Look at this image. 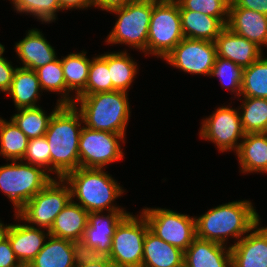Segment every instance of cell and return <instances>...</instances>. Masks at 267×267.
<instances>
[{"label":"cell","instance_id":"obj_1","mask_svg":"<svg viewBox=\"0 0 267 267\" xmlns=\"http://www.w3.org/2000/svg\"><path fill=\"white\" fill-rule=\"evenodd\" d=\"M261 220L249 200L232 201L210 208L195 217L196 237L227 246L232 237L236 244Z\"/></svg>","mask_w":267,"mask_h":267},{"label":"cell","instance_id":"obj_2","mask_svg":"<svg viewBox=\"0 0 267 267\" xmlns=\"http://www.w3.org/2000/svg\"><path fill=\"white\" fill-rule=\"evenodd\" d=\"M82 116L74 105H61L52 115L45 137L50 148V173L63 178L79 167Z\"/></svg>","mask_w":267,"mask_h":267},{"label":"cell","instance_id":"obj_3","mask_svg":"<svg viewBox=\"0 0 267 267\" xmlns=\"http://www.w3.org/2000/svg\"><path fill=\"white\" fill-rule=\"evenodd\" d=\"M63 179L71 189V200L87 212L125 211L114 204L125 191L104 169L78 167Z\"/></svg>","mask_w":267,"mask_h":267},{"label":"cell","instance_id":"obj_4","mask_svg":"<svg viewBox=\"0 0 267 267\" xmlns=\"http://www.w3.org/2000/svg\"><path fill=\"white\" fill-rule=\"evenodd\" d=\"M128 94L114 90L78 96L73 105L80 112L85 127L125 137L131 115Z\"/></svg>","mask_w":267,"mask_h":267},{"label":"cell","instance_id":"obj_5","mask_svg":"<svg viewBox=\"0 0 267 267\" xmlns=\"http://www.w3.org/2000/svg\"><path fill=\"white\" fill-rule=\"evenodd\" d=\"M54 178L42 169L22 160L0 166V190L18 212L32 197Z\"/></svg>","mask_w":267,"mask_h":267},{"label":"cell","instance_id":"obj_6","mask_svg":"<svg viewBox=\"0 0 267 267\" xmlns=\"http://www.w3.org/2000/svg\"><path fill=\"white\" fill-rule=\"evenodd\" d=\"M153 3L133 1L123 7L115 8L109 13L116 14L118 19L106 37V44H125L138 49L147 56V40Z\"/></svg>","mask_w":267,"mask_h":267},{"label":"cell","instance_id":"obj_7","mask_svg":"<svg viewBox=\"0 0 267 267\" xmlns=\"http://www.w3.org/2000/svg\"><path fill=\"white\" fill-rule=\"evenodd\" d=\"M71 200V189L63 178H54L14 216L33 227L50 230L56 216Z\"/></svg>","mask_w":267,"mask_h":267},{"label":"cell","instance_id":"obj_8","mask_svg":"<svg viewBox=\"0 0 267 267\" xmlns=\"http://www.w3.org/2000/svg\"><path fill=\"white\" fill-rule=\"evenodd\" d=\"M149 225L140 215L129 213L116 227L108 258L115 267H142L143 245Z\"/></svg>","mask_w":267,"mask_h":267},{"label":"cell","instance_id":"obj_9","mask_svg":"<svg viewBox=\"0 0 267 267\" xmlns=\"http://www.w3.org/2000/svg\"><path fill=\"white\" fill-rule=\"evenodd\" d=\"M183 38L179 3L154 4L149 23L147 55L164 59Z\"/></svg>","mask_w":267,"mask_h":267},{"label":"cell","instance_id":"obj_10","mask_svg":"<svg viewBox=\"0 0 267 267\" xmlns=\"http://www.w3.org/2000/svg\"><path fill=\"white\" fill-rule=\"evenodd\" d=\"M149 230L170 245L185 251L196 238L195 217L165 208H143Z\"/></svg>","mask_w":267,"mask_h":267},{"label":"cell","instance_id":"obj_11","mask_svg":"<svg viewBox=\"0 0 267 267\" xmlns=\"http://www.w3.org/2000/svg\"><path fill=\"white\" fill-rule=\"evenodd\" d=\"M123 135L92 130L83 126L79 139V167L105 169V166L123 159Z\"/></svg>","mask_w":267,"mask_h":267},{"label":"cell","instance_id":"obj_12","mask_svg":"<svg viewBox=\"0 0 267 267\" xmlns=\"http://www.w3.org/2000/svg\"><path fill=\"white\" fill-rule=\"evenodd\" d=\"M245 134L239 110L229 106L218 107L204 118L199 132L201 139L215 143L222 153L230 150L236 153Z\"/></svg>","mask_w":267,"mask_h":267},{"label":"cell","instance_id":"obj_13","mask_svg":"<svg viewBox=\"0 0 267 267\" xmlns=\"http://www.w3.org/2000/svg\"><path fill=\"white\" fill-rule=\"evenodd\" d=\"M216 57L215 42L184 37L164 60L186 73L210 76Z\"/></svg>","mask_w":267,"mask_h":267},{"label":"cell","instance_id":"obj_14","mask_svg":"<svg viewBox=\"0 0 267 267\" xmlns=\"http://www.w3.org/2000/svg\"><path fill=\"white\" fill-rule=\"evenodd\" d=\"M127 211L91 212L82 241L81 254L108 257L112 245V237L118 224L129 214Z\"/></svg>","mask_w":267,"mask_h":267},{"label":"cell","instance_id":"obj_15","mask_svg":"<svg viewBox=\"0 0 267 267\" xmlns=\"http://www.w3.org/2000/svg\"><path fill=\"white\" fill-rule=\"evenodd\" d=\"M260 223L231 245L232 267H267V226Z\"/></svg>","mask_w":267,"mask_h":267},{"label":"cell","instance_id":"obj_16","mask_svg":"<svg viewBox=\"0 0 267 267\" xmlns=\"http://www.w3.org/2000/svg\"><path fill=\"white\" fill-rule=\"evenodd\" d=\"M215 45L218 57L228 59L243 69L264 55L256 43L233 33L228 27L215 39Z\"/></svg>","mask_w":267,"mask_h":267},{"label":"cell","instance_id":"obj_17","mask_svg":"<svg viewBox=\"0 0 267 267\" xmlns=\"http://www.w3.org/2000/svg\"><path fill=\"white\" fill-rule=\"evenodd\" d=\"M49 235L48 230L30 226L24 221L22 224H11L7 238L17 260L23 267H27L44 247Z\"/></svg>","mask_w":267,"mask_h":267},{"label":"cell","instance_id":"obj_18","mask_svg":"<svg viewBox=\"0 0 267 267\" xmlns=\"http://www.w3.org/2000/svg\"><path fill=\"white\" fill-rule=\"evenodd\" d=\"M226 27L259 47H267V15L241 7H229Z\"/></svg>","mask_w":267,"mask_h":267},{"label":"cell","instance_id":"obj_19","mask_svg":"<svg viewBox=\"0 0 267 267\" xmlns=\"http://www.w3.org/2000/svg\"><path fill=\"white\" fill-rule=\"evenodd\" d=\"M230 247L196 237L184 251V266L232 267Z\"/></svg>","mask_w":267,"mask_h":267},{"label":"cell","instance_id":"obj_20","mask_svg":"<svg viewBox=\"0 0 267 267\" xmlns=\"http://www.w3.org/2000/svg\"><path fill=\"white\" fill-rule=\"evenodd\" d=\"M14 49L22 61L21 67L34 71L58 58L54 47L37 28L28 30L25 38L17 42Z\"/></svg>","mask_w":267,"mask_h":267},{"label":"cell","instance_id":"obj_21","mask_svg":"<svg viewBox=\"0 0 267 267\" xmlns=\"http://www.w3.org/2000/svg\"><path fill=\"white\" fill-rule=\"evenodd\" d=\"M80 255L79 244L49 235L27 267H74Z\"/></svg>","mask_w":267,"mask_h":267},{"label":"cell","instance_id":"obj_22","mask_svg":"<svg viewBox=\"0 0 267 267\" xmlns=\"http://www.w3.org/2000/svg\"><path fill=\"white\" fill-rule=\"evenodd\" d=\"M88 214L81 205L70 200L56 216L48 231L50 236L80 244L88 224Z\"/></svg>","mask_w":267,"mask_h":267},{"label":"cell","instance_id":"obj_23","mask_svg":"<svg viewBox=\"0 0 267 267\" xmlns=\"http://www.w3.org/2000/svg\"><path fill=\"white\" fill-rule=\"evenodd\" d=\"M235 155L241 173H267V133H246Z\"/></svg>","mask_w":267,"mask_h":267},{"label":"cell","instance_id":"obj_24","mask_svg":"<svg viewBox=\"0 0 267 267\" xmlns=\"http://www.w3.org/2000/svg\"><path fill=\"white\" fill-rule=\"evenodd\" d=\"M184 251L158 238L150 230L143 245L142 267H183Z\"/></svg>","mask_w":267,"mask_h":267},{"label":"cell","instance_id":"obj_25","mask_svg":"<svg viewBox=\"0 0 267 267\" xmlns=\"http://www.w3.org/2000/svg\"><path fill=\"white\" fill-rule=\"evenodd\" d=\"M86 51L70 53L61 58L63 74L66 83V105H73L75 99L85 90L88 79L91 59L87 58ZM75 92L73 96L71 92Z\"/></svg>","mask_w":267,"mask_h":267},{"label":"cell","instance_id":"obj_26","mask_svg":"<svg viewBox=\"0 0 267 267\" xmlns=\"http://www.w3.org/2000/svg\"><path fill=\"white\" fill-rule=\"evenodd\" d=\"M181 28L185 38L215 42L226 27L217 17L185 10L179 4Z\"/></svg>","mask_w":267,"mask_h":267},{"label":"cell","instance_id":"obj_27","mask_svg":"<svg viewBox=\"0 0 267 267\" xmlns=\"http://www.w3.org/2000/svg\"><path fill=\"white\" fill-rule=\"evenodd\" d=\"M41 92L43 93L36 71L17 67L10 88L7 91V95L14 101L15 108L40 106L36 105V103L41 98Z\"/></svg>","mask_w":267,"mask_h":267},{"label":"cell","instance_id":"obj_28","mask_svg":"<svg viewBox=\"0 0 267 267\" xmlns=\"http://www.w3.org/2000/svg\"><path fill=\"white\" fill-rule=\"evenodd\" d=\"M132 58L126 50L108 53V68L113 91L129 92L128 89L132 86L139 69L136 61Z\"/></svg>","mask_w":267,"mask_h":267},{"label":"cell","instance_id":"obj_29","mask_svg":"<svg viewBox=\"0 0 267 267\" xmlns=\"http://www.w3.org/2000/svg\"><path fill=\"white\" fill-rule=\"evenodd\" d=\"M61 106L56 102V106L50 114H46L42 107H29L17 109L11 119L18 126V128L28 137L34 139L45 136L49 121L53 113Z\"/></svg>","mask_w":267,"mask_h":267},{"label":"cell","instance_id":"obj_30","mask_svg":"<svg viewBox=\"0 0 267 267\" xmlns=\"http://www.w3.org/2000/svg\"><path fill=\"white\" fill-rule=\"evenodd\" d=\"M28 137L14 121L0 117V155L7 161L22 160L28 145Z\"/></svg>","mask_w":267,"mask_h":267},{"label":"cell","instance_id":"obj_31","mask_svg":"<svg viewBox=\"0 0 267 267\" xmlns=\"http://www.w3.org/2000/svg\"><path fill=\"white\" fill-rule=\"evenodd\" d=\"M241 103L238 110L244 132L267 133V99L248 97Z\"/></svg>","mask_w":267,"mask_h":267},{"label":"cell","instance_id":"obj_32","mask_svg":"<svg viewBox=\"0 0 267 267\" xmlns=\"http://www.w3.org/2000/svg\"><path fill=\"white\" fill-rule=\"evenodd\" d=\"M262 55L243 69L240 99L255 97L267 99V57Z\"/></svg>","mask_w":267,"mask_h":267},{"label":"cell","instance_id":"obj_33","mask_svg":"<svg viewBox=\"0 0 267 267\" xmlns=\"http://www.w3.org/2000/svg\"><path fill=\"white\" fill-rule=\"evenodd\" d=\"M113 91L108 68V52L93 57L89 68L85 90L79 96Z\"/></svg>","mask_w":267,"mask_h":267},{"label":"cell","instance_id":"obj_34","mask_svg":"<svg viewBox=\"0 0 267 267\" xmlns=\"http://www.w3.org/2000/svg\"><path fill=\"white\" fill-rule=\"evenodd\" d=\"M42 91L56 92L61 96L57 100L61 105H66V83L63 74L61 59L57 58L51 63L35 70Z\"/></svg>","mask_w":267,"mask_h":267},{"label":"cell","instance_id":"obj_35","mask_svg":"<svg viewBox=\"0 0 267 267\" xmlns=\"http://www.w3.org/2000/svg\"><path fill=\"white\" fill-rule=\"evenodd\" d=\"M210 77H217L221 82L222 88L229 90L231 94L235 93L234 98H240L241 85L243 77V68L234 62L216 57Z\"/></svg>","mask_w":267,"mask_h":267},{"label":"cell","instance_id":"obj_36","mask_svg":"<svg viewBox=\"0 0 267 267\" xmlns=\"http://www.w3.org/2000/svg\"><path fill=\"white\" fill-rule=\"evenodd\" d=\"M11 3L17 13L32 15L42 23L48 24L55 22L56 12L61 10L58 0H11Z\"/></svg>","mask_w":267,"mask_h":267},{"label":"cell","instance_id":"obj_37","mask_svg":"<svg viewBox=\"0 0 267 267\" xmlns=\"http://www.w3.org/2000/svg\"><path fill=\"white\" fill-rule=\"evenodd\" d=\"M185 10L217 17L225 26L229 18L230 0H178Z\"/></svg>","mask_w":267,"mask_h":267},{"label":"cell","instance_id":"obj_38","mask_svg":"<svg viewBox=\"0 0 267 267\" xmlns=\"http://www.w3.org/2000/svg\"><path fill=\"white\" fill-rule=\"evenodd\" d=\"M23 162L42 167L50 173V148L45 136L30 139Z\"/></svg>","mask_w":267,"mask_h":267},{"label":"cell","instance_id":"obj_39","mask_svg":"<svg viewBox=\"0 0 267 267\" xmlns=\"http://www.w3.org/2000/svg\"><path fill=\"white\" fill-rule=\"evenodd\" d=\"M4 52L5 47L0 43V91L7 93L17 67H13L12 62L3 57Z\"/></svg>","mask_w":267,"mask_h":267},{"label":"cell","instance_id":"obj_40","mask_svg":"<svg viewBox=\"0 0 267 267\" xmlns=\"http://www.w3.org/2000/svg\"><path fill=\"white\" fill-rule=\"evenodd\" d=\"M0 267H23L17 260L8 238L0 243Z\"/></svg>","mask_w":267,"mask_h":267},{"label":"cell","instance_id":"obj_41","mask_svg":"<svg viewBox=\"0 0 267 267\" xmlns=\"http://www.w3.org/2000/svg\"><path fill=\"white\" fill-rule=\"evenodd\" d=\"M74 267H115L108 257L81 254Z\"/></svg>","mask_w":267,"mask_h":267},{"label":"cell","instance_id":"obj_42","mask_svg":"<svg viewBox=\"0 0 267 267\" xmlns=\"http://www.w3.org/2000/svg\"><path fill=\"white\" fill-rule=\"evenodd\" d=\"M230 7H241L267 15V0H231Z\"/></svg>","mask_w":267,"mask_h":267},{"label":"cell","instance_id":"obj_43","mask_svg":"<svg viewBox=\"0 0 267 267\" xmlns=\"http://www.w3.org/2000/svg\"><path fill=\"white\" fill-rule=\"evenodd\" d=\"M136 0H91V6L94 8H101L109 12L112 9L125 6L127 3L133 2Z\"/></svg>","mask_w":267,"mask_h":267},{"label":"cell","instance_id":"obj_44","mask_svg":"<svg viewBox=\"0 0 267 267\" xmlns=\"http://www.w3.org/2000/svg\"><path fill=\"white\" fill-rule=\"evenodd\" d=\"M61 11L68 9H87L91 6V0H58Z\"/></svg>","mask_w":267,"mask_h":267},{"label":"cell","instance_id":"obj_45","mask_svg":"<svg viewBox=\"0 0 267 267\" xmlns=\"http://www.w3.org/2000/svg\"><path fill=\"white\" fill-rule=\"evenodd\" d=\"M11 224L9 225H5L4 223H2V221L0 220V243L3 242L8 235L9 229H10Z\"/></svg>","mask_w":267,"mask_h":267},{"label":"cell","instance_id":"obj_46","mask_svg":"<svg viewBox=\"0 0 267 267\" xmlns=\"http://www.w3.org/2000/svg\"><path fill=\"white\" fill-rule=\"evenodd\" d=\"M139 1L153 3V4H167V3H175L178 0H139Z\"/></svg>","mask_w":267,"mask_h":267}]
</instances>
